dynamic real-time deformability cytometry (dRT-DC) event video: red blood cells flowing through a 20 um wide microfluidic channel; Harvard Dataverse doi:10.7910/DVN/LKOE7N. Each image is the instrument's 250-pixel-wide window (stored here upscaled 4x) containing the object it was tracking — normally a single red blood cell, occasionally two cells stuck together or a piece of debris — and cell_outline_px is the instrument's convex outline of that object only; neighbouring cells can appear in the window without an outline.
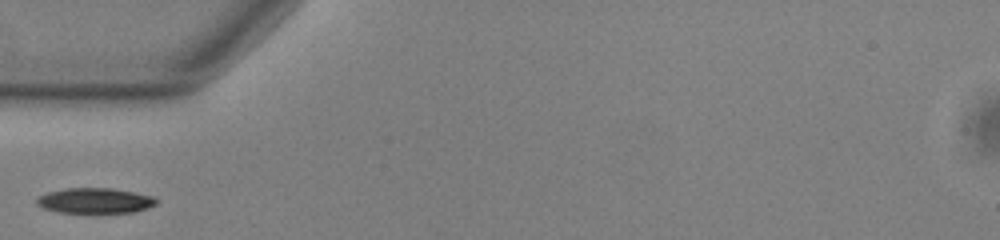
{"species": "common noctule bat (a hibernating species)", "species_latin": "Nyctalus noctula", "temperature_condition": "warm", "stored_images_in_passage": 37, "camera_frame_rate_fps": 3000, "um_per_image_px": 0.085, "animal": {"sex": "male", "body_mass_g": 13.0, "forearm_length_mm": 53.1}, "frame": {"image": 1, "passage_image": 1, "time_ms": 0.0, "image_size_px": [1000, 240], "cell_outline_px": [[156, 204], [148, 208], [136, 212], [60, 212], [44, 208], [36, 204], [36, 200], [40, 196], [48, 192], [64, 188], [112, 188], [152, 196], [156, 200]], "centroid_in_image_um": [8.07, 17.05], "position_along_channel_um": 76.9, "area_um2": 17.4}}
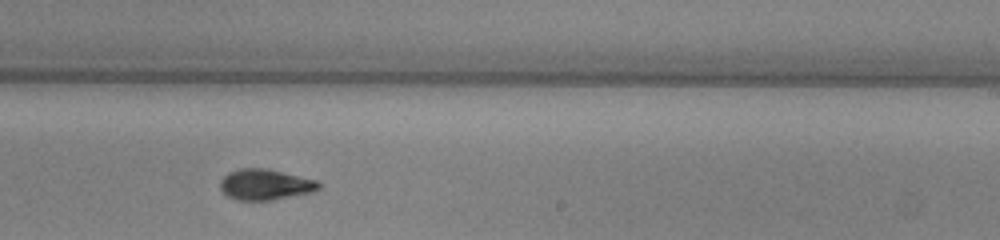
{"frame": {"image": 2, "passage_image": 16, "time_ms": 5.0, "image_size_px": [1000, 240], "cell_outline_px": [[320, 188], [312, 192], [272, 200], [240, 200], [228, 196], [220, 188], [220, 180], [228, 172], [240, 168], [264, 168], [316, 180], [320, 184]], "centroid_in_image_um": [22.52, 15.68], "position_along_channel_um": 266.5, "area_um2": 17.46}}
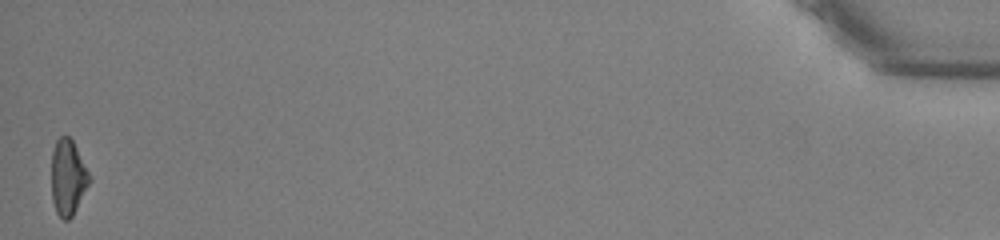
{"frame": {"image": 3, "passage_image": 37, "time_ms": 12.0, "image_size_px": [1000, 240], "cell_outline_px": [[92, 180], [72, 216], [68, 220], [64, 220], [56, 212], [52, 200], [52, 148], [56, 140], [60, 136], [68, 136], [72, 140]], "centroid_in_image_um": [5.77, 15.09], "position_along_channel_um": 429.4, "area_um2": 16.59}}